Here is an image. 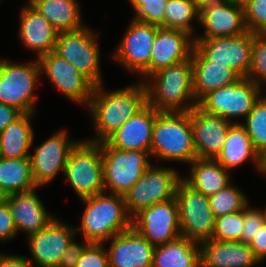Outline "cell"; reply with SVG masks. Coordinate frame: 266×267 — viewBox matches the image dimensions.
Returning a JSON list of instances; mask_svg holds the SVG:
<instances>
[{"mask_svg":"<svg viewBox=\"0 0 266 267\" xmlns=\"http://www.w3.org/2000/svg\"><path fill=\"white\" fill-rule=\"evenodd\" d=\"M85 26L77 31L59 32L54 52L70 62L95 86L103 84L97 36Z\"/></svg>","mask_w":266,"mask_h":267,"instance_id":"cell-11","label":"cell"},{"mask_svg":"<svg viewBox=\"0 0 266 267\" xmlns=\"http://www.w3.org/2000/svg\"><path fill=\"white\" fill-rule=\"evenodd\" d=\"M30 258L21 255L0 254V267H33Z\"/></svg>","mask_w":266,"mask_h":267,"instance_id":"cell-46","label":"cell"},{"mask_svg":"<svg viewBox=\"0 0 266 267\" xmlns=\"http://www.w3.org/2000/svg\"><path fill=\"white\" fill-rule=\"evenodd\" d=\"M149 77L143 81L147 104L158 112H188L197 106L191 59L157 70Z\"/></svg>","mask_w":266,"mask_h":267,"instance_id":"cell-2","label":"cell"},{"mask_svg":"<svg viewBox=\"0 0 266 267\" xmlns=\"http://www.w3.org/2000/svg\"><path fill=\"white\" fill-rule=\"evenodd\" d=\"M158 28L132 19L112 54L114 60L124 66L127 72L140 74L143 77L141 81L150 76V56Z\"/></svg>","mask_w":266,"mask_h":267,"instance_id":"cell-12","label":"cell"},{"mask_svg":"<svg viewBox=\"0 0 266 267\" xmlns=\"http://www.w3.org/2000/svg\"><path fill=\"white\" fill-rule=\"evenodd\" d=\"M18 235L6 201L0 204V241L12 240Z\"/></svg>","mask_w":266,"mask_h":267,"instance_id":"cell-42","label":"cell"},{"mask_svg":"<svg viewBox=\"0 0 266 267\" xmlns=\"http://www.w3.org/2000/svg\"><path fill=\"white\" fill-rule=\"evenodd\" d=\"M82 241V244L76 242L75 238L71 241L65 253L62 255L57 267H76V262L79 259V256L81 255L84 248L89 244L84 239Z\"/></svg>","mask_w":266,"mask_h":267,"instance_id":"cell-43","label":"cell"},{"mask_svg":"<svg viewBox=\"0 0 266 267\" xmlns=\"http://www.w3.org/2000/svg\"><path fill=\"white\" fill-rule=\"evenodd\" d=\"M132 227L154 247L181 237L176 199L141 209L132 217Z\"/></svg>","mask_w":266,"mask_h":267,"instance_id":"cell-14","label":"cell"},{"mask_svg":"<svg viewBox=\"0 0 266 267\" xmlns=\"http://www.w3.org/2000/svg\"><path fill=\"white\" fill-rule=\"evenodd\" d=\"M80 199L104 192L102 143L78 140L63 173Z\"/></svg>","mask_w":266,"mask_h":267,"instance_id":"cell-5","label":"cell"},{"mask_svg":"<svg viewBox=\"0 0 266 267\" xmlns=\"http://www.w3.org/2000/svg\"><path fill=\"white\" fill-rule=\"evenodd\" d=\"M247 78L262 87L266 84V33H254L251 64Z\"/></svg>","mask_w":266,"mask_h":267,"instance_id":"cell-38","label":"cell"},{"mask_svg":"<svg viewBox=\"0 0 266 267\" xmlns=\"http://www.w3.org/2000/svg\"><path fill=\"white\" fill-rule=\"evenodd\" d=\"M81 201L86 208L75 231L77 234L82 231L88 243L104 244L114 235L132 227V217L126 210L124 196L103 192Z\"/></svg>","mask_w":266,"mask_h":267,"instance_id":"cell-3","label":"cell"},{"mask_svg":"<svg viewBox=\"0 0 266 267\" xmlns=\"http://www.w3.org/2000/svg\"><path fill=\"white\" fill-rule=\"evenodd\" d=\"M110 240L109 267H152L155 247L133 227Z\"/></svg>","mask_w":266,"mask_h":267,"instance_id":"cell-20","label":"cell"},{"mask_svg":"<svg viewBox=\"0 0 266 267\" xmlns=\"http://www.w3.org/2000/svg\"><path fill=\"white\" fill-rule=\"evenodd\" d=\"M168 0H129L134 15L132 19L164 28V12Z\"/></svg>","mask_w":266,"mask_h":267,"instance_id":"cell-36","label":"cell"},{"mask_svg":"<svg viewBox=\"0 0 266 267\" xmlns=\"http://www.w3.org/2000/svg\"><path fill=\"white\" fill-rule=\"evenodd\" d=\"M244 209V222L241 238L239 242L250 244L254 236L265 224V215L261 209L249 208Z\"/></svg>","mask_w":266,"mask_h":267,"instance_id":"cell-41","label":"cell"},{"mask_svg":"<svg viewBox=\"0 0 266 267\" xmlns=\"http://www.w3.org/2000/svg\"><path fill=\"white\" fill-rule=\"evenodd\" d=\"M38 188L32 177L29 158L0 157V189L8 196Z\"/></svg>","mask_w":266,"mask_h":267,"instance_id":"cell-32","label":"cell"},{"mask_svg":"<svg viewBox=\"0 0 266 267\" xmlns=\"http://www.w3.org/2000/svg\"><path fill=\"white\" fill-rule=\"evenodd\" d=\"M261 95L260 86L249 78H240L234 84L208 92L197 106L206 113L239 123L235 118L245 119Z\"/></svg>","mask_w":266,"mask_h":267,"instance_id":"cell-9","label":"cell"},{"mask_svg":"<svg viewBox=\"0 0 266 267\" xmlns=\"http://www.w3.org/2000/svg\"><path fill=\"white\" fill-rule=\"evenodd\" d=\"M55 217L43 230L27 237L33 267H57L62 255L77 235L75 227ZM36 264V265H35Z\"/></svg>","mask_w":266,"mask_h":267,"instance_id":"cell-18","label":"cell"},{"mask_svg":"<svg viewBox=\"0 0 266 267\" xmlns=\"http://www.w3.org/2000/svg\"><path fill=\"white\" fill-rule=\"evenodd\" d=\"M182 175L172 167L150 166L124 195L128 214L133 217L141 209L175 198Z\"/></svg>","mask_w":266,"mask_h":267,"instance_id":"cell-10","label":"cell"},{"mask_svg":"<svg viewBox=\"0 0 266 267\" xmlns=\"http://www.w3.org/2000/svg\"><path fill=\"white\" fill-rule=\"evenodd\" d=\"M245 26L251 33H266V0H241Z\"/></svg>","mask_w":266,"mask_h":267,"instance_id":"cell-39","label":"cell"},{"mask_svg":"<svg viewBox=\"0 0 266 267\" xmlns=\"http://www.w3.org/2000/svg\"><path fill=\"white\" fill-rule=\"evenodd\" d=\"M175 199L181 236L198 243L212 239L216 218L209 197L182 178L177 185Z\"/></svg>","mask_w":266,"mask_h":267,"instance_id":"cell-8","label":"cell"},{"mask_svg":"<svg viewBox=\"0 0 266 267\" xmlns=\"http://www.w3.org/2000/svg\"><path fill=\"white\" fill-rule=\"evenodd\" d=\"M222 0H193L196 7L200 10L201 8L205 7L206 5H211L213 3L220 2Z\"/></svg>","mask_w":266,"mask_h":267,"instance_id":"cell-47","label":"cell"},{"mask_svg":"<svg viewBox=\"0 0 266 267\" xmlns=\"http://www.w3.org/2000/svg\"><path fill=\"white\" fill-rule=\"evenodd\" d=\"M244 121L239 123L246 129L254 149L263 154L266 151V95L260 96Z\"/></svg>","mask_w":266,"mask_h":267,"instance_id":"cell-34","label":"cell"},{"mask_svg":"<svg viewBox=\"0 0 266 267\" xmlns=\"http://www.w3.org/2000/svg\"><path fill=\"white\" fill-rule=\"evenodd\" d=\"M197 158L215 159L234 124L221 116L204 112L198 106L189 111Z\"/></svg>","mask_w":266,"mask_h":267,"instance_id":"cell-19","label":"cell"},{"mask_svg":"<svg viewBox=\"0 0 266 267\" xmlns=\"http://www.w3.org/2000/svg\"><path fill=\"white\" fill-rule=\"evenodd\" d=\"M261 174L266 176V151L260 155V170Z\"/></svg>","mask_w":266,"mask_h":267,"instance_id":"cell-48","label":"cell"},{"mask_svg":"<svg viewBox=\"0 0 266 267\" xmlns=\"http://www.w3.org/2000/svg\"><path fill=\"white\" fill-rule=\"evenodd\" d=\"M105 244L89 243L76 262V267H109V255Z\"/></svg>","mask_w":266,"mask_h":267,"instance_id":"cell-40","label":"cell"},{"mask_svg":"<svg viewBox=\"0 0 266 267\" xmlns=\"http://www.w3.org/2000/svg\"><path fill=\"white\" fill-rule=\"evenodd\" d=\"M34 113L22 114L0 132V155L3 158H29L34 142L31 119Z\"/></svg>","mask_w":266,"mask_h":267,"instance_id":"cell-30","label":"cell"},{"mask_svg":"<svg viewBox=\"0 0 266 267\" xmlns=\"http://www.w3.org/2000/svg\"><path fill=\"white\" fill-rule=\"evenodd\" d=\"M193 20L199 21V9L193 0H168L164 12V28L182 30L193 37Z\"/></svg>","mask_w":266,"mask_h":267,"instance_id":"cell-33","label":"cell"},{"mask_svg":"<svg viewBox=\"0 0 266 267\" xmlns=\"http://www.w3.org/2000/svg\"><path fill=\"white\" fill-rule=\"evenodd\" d=\"M31 5L59 32L77 31L85 27L76 0H36Z\"/></svg>","mask_w":266,"mask_h":267,"instance_id":"cell-31","label":"cell"},{"mask_svg":"<svg viewBox=\"0 0 266 267\" xmlns=\"http://www.w3.org/2000/svg\"><path fill=\"white\" fill-rule=\"evenodd\" d=\"M193 66V92L198 102L208 92L237 82L241 77L225 65L213 64L195 48L191 54Z\"/></svg>","mask_w":266,"mask_h":267,"instance_id":"cell-26","label":"cell"},{"mask_svg":"<svg viewBox=\"0 0 266 267\" xmlns=\"http://www.w3.org/2000/svg\"><path fill=\"white\" fill-rule=\"evenodd\" d=\"M194 37L189 33L159 27L150 56V75L162 68L191 59Z\"/></svg>","mask_w":266,"mask_h":267,"instance_id":"cell-21","label":"cell"},{"mask_svg":"<svg viewBox=\"0 0 266 267\" xmlns=\"http://www.w3.org/2000/svg\"><path fill=\"white\" fill-rule=\"evenodd\" d=\"M158 111L146 105L129 118L106 142L119 150L147 151L150 154L154 121Z\"/></svg>","mask_w":266,"mask_h":267,"instance_id":"cell-23","label":"cell"},{"mask_svg":"<svg viewBox=\"0 0 266 267\" xmlns=\"http://www.w3.org/2000/svg\"><path fill=\"white\" fill-rule=\"evenodd\" d=\"M215 160L230 172L248 160H253L257 171L260 170V154L254 149L246 129L240 123H234L229 128L223 148Z\"/></svg>","mask_w":266,"mask_h":267,"instance_id":"cell-27","label":"cell"},{"mask_svg":"<svg viewBox=\"0 0 266 267\" xmlns=\"http://www.w3.org/2000/svg\"><path fill=\"white\" fill-rule=\"evenodd\" d=\"M0 58V103L14 107L22 114L35 113V89L41 77L39 61L18 64Z\"/></svg>","mask_w":266,"mask_h":267,"instance_id":"cell-7","label":"cell"},{"mask_svg":"<svg viewBox=\"0 0 266 267\" xmlns=\"http://www.w3.org/2000/svg\"><path fill=\"white\" fill-rule=\"evenodd\" d=\"M244 222V210L217 217L212 239L218 241H240Z\"/></svg>","mask_w":266,"mask_h":267,"instance_id":"cell-37","label":"cell"},{"mask_svg":"<svg viewBox=\"0 0 266 267\" xmlns=\"http://www.w3.org/2000/svg\"><path fill=\"white\" fill-rule=\"evenodd\" d=\"M250 247L260 262L266 261V223L254 236V239L250 243Z\"/></svg>","mask_w":266,"mask_h":267,"instance_id":"cell-44","label":"cell"},{"mask_svg":"<svg viewBox=\"0 0 266 267\" xmlns=\"http://www.w3.org/2000/svg\"><path fill=\"white\" fill-rule=\"evenodd\" d=\"M254 33L236 37H216L194 40V48L213 64L231 68L241 78H247L251 64Z\"/></svg>","mask_w":266,"mask_h":267,"instance_id":"cell-13","label":"cell"},{"mask_svg":"<svg viewBox=\"0 0 266 267\" xmlns=\"http://www.w3.org/2000/svg\"><path fill=\"white\" fill-rule=\"evenodd\" d=\"M20 11L18 35L25 48L35 51L37 59L54 51L59 31L31 4Z\"/></svg>","mask_w":266,"mask_h":267,"instance_id":"cell-24","label":"cell"},{"mask_svg":"<svg viewBox=\"0 0 266 267\" xmlns=\"http://www.w3.org/2000/svg\"><path fill=\"white\" fill-rule=\"evenodd\" d=\"M209 201L215 218L242 211L250 202L246 194L231 183L224 189L210 195Z\"/></svg>","mask_w":266,"mask_h":267,"instance_id":"cell-35","label":"cell"},{"mask_svg":"<svg viewBox=\"0 0 266 267\" xmlns=\"http://www.w3.org/2000/svg\"><path fill=\"white\" fill-rule=\"evenodd\" d=\"M21 115L22 113L16 108L0 103V132Z\"/></svg>","mask_w":266,"mask_h":267,"instance_id":"cell-45","label":"cell"},{"mask_svg":"<svg viewBox=\"0 0 266 267\" xmlns=\"http://www.w3.org/2000/svg\"><path fill=\"white\" fill-rule=\"evenodd\" d=\"M264 212L265 215V223H266V206L264 207V210H262Z\"/></svg>","mask_w":266,"mask_h":267,"instance_id":"cell-50","label":"cell"},{"mask_svg":"<svg viewBox=\"0 0 266 267\" xmlns=\"http://www.w3.org/2000/svg\"><path fill=\"white\" fill-rule=\"evenodd\" d=\"M7 195L0 189V204L6 200Z\"/></svg>","mask_w":266,"mask_h":267,"instance_id":"cell-49","label":"cell"},{"mask_svg":"<svg viewBox=\"0 0 266 267\" xmlns=\"http://www.w3.org/2000/svg\"><path fill=\"white\" fill-rule=\"evenodd\" d=\"M103 84L94 87L88 104L97 137L90 141L105 142L129 118L147 105L143 81L113 91H103Z\"/></svg>","mask_w":266,"mask_h":267,"instance_id":"cell-1","label":"cell"},{"mask_svg":"<svg viewBox=\"0 0 266 267\" xmlns=\"http://www.w3.org/2000/svg\"><path fill=\"white\" fill-rule=\"evenodd\" d=\"M147 151L119 150L102 142L104 192L124 196L152 165Z\"/></svg>","mask_w":266,"mask_h":267,"instance_id":"cell-6","label":"cell"},{"mask_svg":"<svg viewBox=\"0 0 266 267\" xmlns=\"http://www.w3.org/2000/svg\"><path fill=\"white\" fill-rule=\"evenodd\" d=\"M78 140H71L67 130L55 132L30 152L32 177L37 187L51 182L59 172L64 173L69 153Z\"/></svg>","mask_w":266,"mask_h":267,"instance_id":"cell-17","label":"cell"},{"mask_svg":"<svg viewBox=\"0 0 266 267\" xmlns=\"http://www.w3.org/2000/svg\"><path fill=\"white\" fill-rule=\"evenodd\" d=\"M189 165L188 177L182 178L194 189L208 197L224 189L232 182L229 176L230 171L226 170L215 159L196 158Z\"/></svg>","mask_w":266,"mask_h":267,"instance_id":"cell-29","label":"cell"},{"mask_svg":"<svg viewBox=\"0 0 266 267\" xmlns=\"http://www.w3.org/2000/svg\"><path fill=\"white\" fill-rule=\"evenodd\" d=\"M150 156L187 164L197 158L189 111L156 114Z\"/></svg>","mask_w":266,"mask_h":267,"instance_id":"cell-4","label":"cell"},{"mask_svg":"<svg viewBox=\"0 0 266 267\" xmlns=\"http://www.w3.org/2000/svg\"><path fill=\"white\" fill-rule=\"evenodd\" d=\"M201 267H254L260 260L250 244L239 241L205 240L200 243Z\"/></svg>","mask_w":266,"mask_h":267,"instance_id":"cell-25","label":"cell"},{"mask_svg":"<svg viewBox=\"0 0 266 267\" xmlns=\"http://www.w3.org/2000/svg\"><path fill=\"white\" fill-rule=\"evenodd\" d=\"M198 23L204 28L205 34H196L194 40L236 37L248 31L241 0H222L206 5L199 10Z\"/></svg>","mask_w":266,"mask_h":267,"instance_id":"cell-16","label":"cell"},{"mask_svg":"<svg viewBox=\"0 0 266 267\" xmlns=\"http://www.w3.org/2000/svg\"><path fill=\"white\" fill-rule=\"evenodd\" d=\"M36 0H29L28 4H32L33 2H35Z\"/></svg>","mask_w":266,"mask_h":267,"instance_id":"cell-51","label":"cell"},{"mask_svg":"<svg viewBox=\"0 0 266 267\" xmlns=\"http://www.w3.org/2000/svg\"><path fill=\"white\" fill-rule=\"evenodd\" d=\"M41 74L45 73L69 100L88 107L95 85L70 62L54 51L38 58Z\"/></svg>","mask_w":266,"mask_h":267,"instance_id":"cell-15","label":"cell"},{"mask_svg":"<svg viewBox=\"0 0 266 267\" xmlns=\"http://www.w3.org/2000/svg\"><path fill=\"white\" fill-rule=\"evenodd\" d=\"M152 267H201L200 243L181 236L156 246Z\"/></svg>","mask_w":266,"mask_h":267,"instance_id":"cell-28","label":"cell"},{"mask_svg":"<svg viewBox=\"0 0 266 267\" xmlns=\"http://www.w3.org/2000/svg\"><path fill=\"white\" fill-rule=\"evenodd\" d=\"M34 188L29 191L8 195L6 202L17 233L25 232L27 237L46 228L54 219L47 212Z\"/></svg>","mask_w":266,"mask_h":267,"instance_id":"cell-22","label":"cell"}]
</instances>
